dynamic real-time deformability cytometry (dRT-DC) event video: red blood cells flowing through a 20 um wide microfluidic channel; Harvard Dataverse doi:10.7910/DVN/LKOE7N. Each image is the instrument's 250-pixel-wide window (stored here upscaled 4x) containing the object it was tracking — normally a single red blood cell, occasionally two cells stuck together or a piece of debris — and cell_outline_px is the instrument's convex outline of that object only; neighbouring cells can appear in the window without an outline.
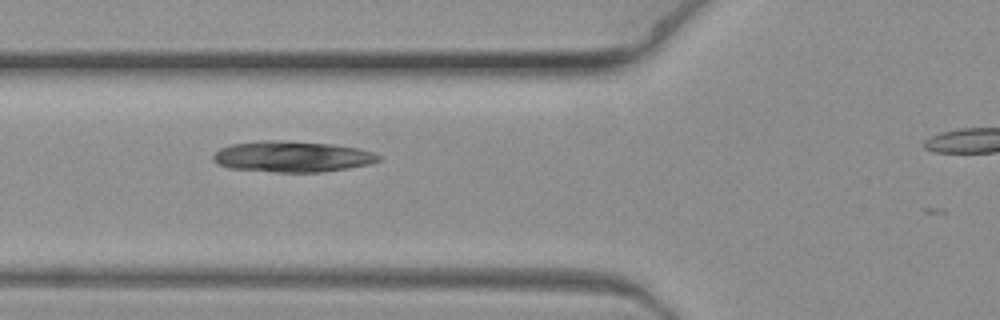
{"species": "common noctule bat (a hibernating species)", "species_latin": "Nyctalus noctula", "temperature_condition": "warm", "stored_images_in_passage": 6, "camera_frame_rate_fps": 3000, "um_per_image_px": 0.085, "animal": {"sex": "female", "body_mass_g": 19.3, "forearm_length_mm": 54.1}, "frame": {"image": 1, "passage_image": 5, "time_ms": 1.333, "image_size_px": [1000, 320], "cell_outline_px": [[380, 160], [368, 164], [348, 168], [320, 172], [276, 172], [228, 168], [216, 164], [212, 160], [212, 156], [220, 148], [232, 144], [260, 140], [280, 140], [332, 144], [360, 148], [372, 152], [380, 156]], "centroid_in_image_um": [24.79, 13.31], "position_along_channel_um": 101.0, "area_um2": 29.94}}
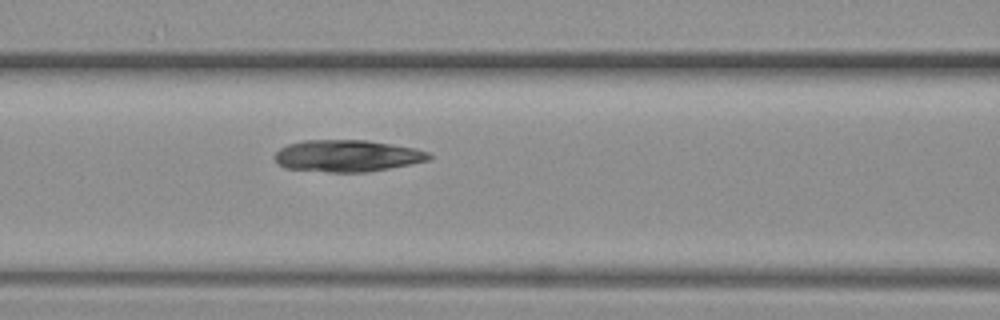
{"frame": {"image": 2, "passage_image": 6, "time_ms": 1.667, "image_size_px": [1000, 320], "cell_outline_px": [[432, 160], [368, 172], [328, 172], [284, 168], [272, 156], [280, 148], [288, 144], [304, 140], [368, 140], [416, 148], [428, 152], [432, 156]], "centroid_in_image_um": [29.53, 13.24], "position_along_channel_um": 137.1, "area_um2": 28.78}}